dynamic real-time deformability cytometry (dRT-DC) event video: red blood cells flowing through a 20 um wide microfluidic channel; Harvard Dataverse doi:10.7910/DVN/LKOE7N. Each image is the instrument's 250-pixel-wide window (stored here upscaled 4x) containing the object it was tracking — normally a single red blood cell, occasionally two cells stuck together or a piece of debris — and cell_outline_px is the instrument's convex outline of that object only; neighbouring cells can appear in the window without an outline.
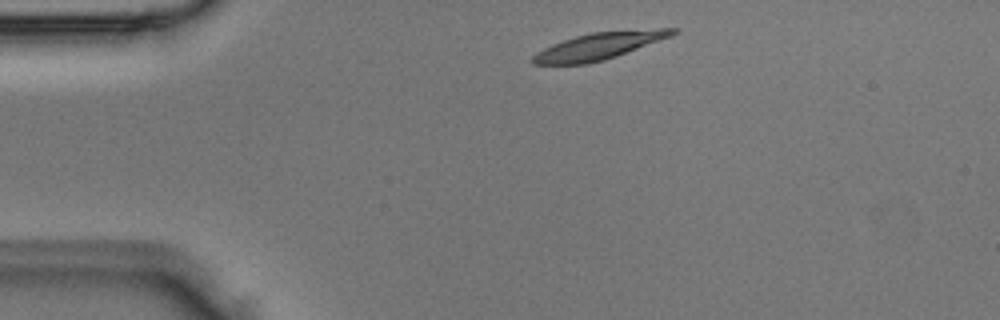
{"species": "Egyptian fruit bat (a non-hibernating species)", "species_latin": "Rousettus aegyptiacus", "temperature_condition": "room temperature", "stored_images_in_passage": 4, "camera_frame_rate_fps": 3000, "um_per_image_px": 0.085, "animal": {"sex": "male"}, "frame": {"image": 1, "passage_image": 4, "time_ms": 1.0, "image_size_px": [1000, 320], "cell_outline_px": [[680, 28], [672, 36], [616, 56], [604, 60], [588, 64], [532, 64], [528, 60], [536, 52], [552, 44], [576, 36], [592, 32], [660, 28]], "centroid_in_image_um": [50.9, 3.91], "position_along_channel_um": 34.1, "area_um2": 21.91}}